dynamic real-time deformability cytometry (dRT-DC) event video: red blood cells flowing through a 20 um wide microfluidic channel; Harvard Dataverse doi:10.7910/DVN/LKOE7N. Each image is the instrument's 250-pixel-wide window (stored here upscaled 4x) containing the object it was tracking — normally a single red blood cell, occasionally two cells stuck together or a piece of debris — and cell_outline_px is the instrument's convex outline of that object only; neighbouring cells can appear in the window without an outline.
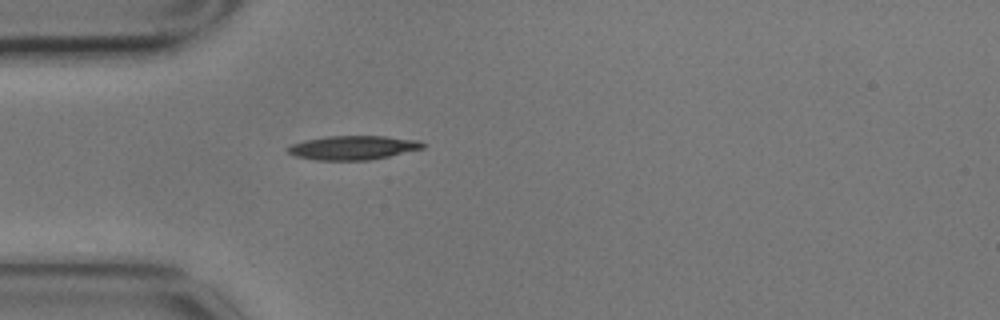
{"species": "common noctule bat (a hibernating species)", "species_latin": "Nyctalus noctula", "temperature_condition": "cold", "stored_images_in_passage": 1, "camera_frame_rate_fps": 3000, "um_per_image_px": 0.085, "animal": {"sex": "male", "body_mass_g": 17.9}, "frame": {"image": 1, "passage_image": 1, "time_ms": 0.0, "image_size_px": [1000, 320], "cell_outline_px": [[428, 144], [424, 148], [388, 156], [368, 160], [316, 160], [296, 156], [288, 152], [284, 148], [292, 144], [304, 140], [328, 136], [384, 136], [420, 140]], "centroid_in_image_um": [30.02, 12.54], "position_along_channel_um": 55.0, "area_um2": 18.96}}